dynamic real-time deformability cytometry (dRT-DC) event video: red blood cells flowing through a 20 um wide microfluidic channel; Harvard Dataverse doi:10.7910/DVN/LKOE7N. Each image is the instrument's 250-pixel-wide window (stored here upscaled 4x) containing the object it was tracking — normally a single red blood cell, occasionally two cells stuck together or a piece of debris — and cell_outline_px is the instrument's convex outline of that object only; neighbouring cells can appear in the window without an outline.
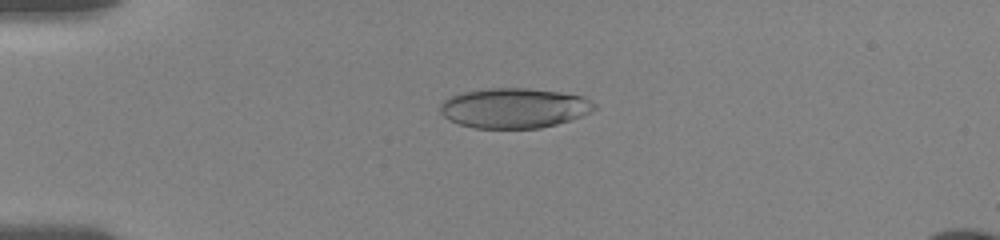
{"species": "human", "species_latin": "Homo sapiens", "temperature_condition": "room temperature", "stored_images_in_passage": 98, "camera_frame_rate_fps": 3000, "um_per_image_px": 0.085, "donor": {"sex": "female"}, "frame": {"image": 1, "passage_image": 27, "time_ms": 4.333, "image_size_px": [1000, 240], "cell_outline_px": [[596, 108], [592, 112], [556, 124], [540, 128], [472, 128], [448, 120], [440, 112], [440, 104], [444, 100], [452, 96], [464, 92], [488, 88], [528, 88], [560, 92], [584, 96], [592, 100], [596, 104]], "centroid_in_image_um": [43.72, 9.18], "position_along_channel_um": 41.3, "area_um2": 36.01}}
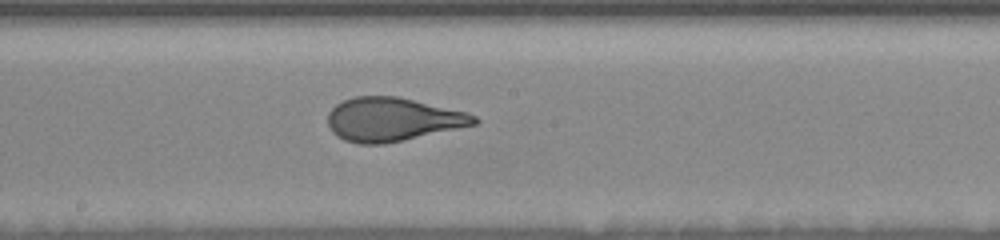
{"frame": {"image": 2, "passage_image": 67, "time_ms": 10.0, "image_size_px": [1000, 240], "cell_outline_px": [[480, 120], [476, 124], [404, 140], [384, 144], [356, 144], [344, 140], [336, 136], [332, 132], [328, 124], [328, 112], [336, 104], [344, 100], [356, 96], [396, 96], [464, 112], [476, 116]], "centroid_in_image_um": [33.31, 10.16], "position_along_channel_um": 214.9, "area_um2": 36.93}}
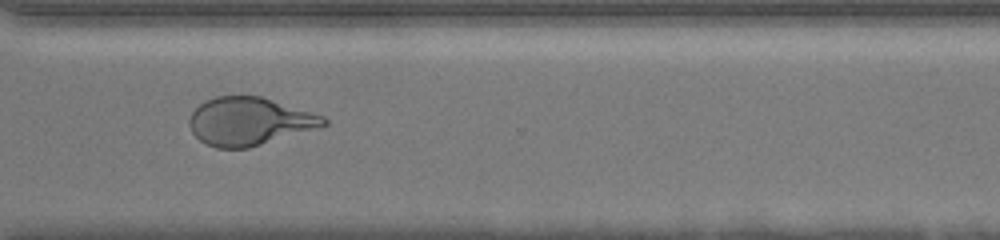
{"frame": {"image": 3, "passage_image": 97, "time_ms": 13.667, "image_size_px": [1000, 240], "cell_outline_px": [[328, 124], [320, 128], [248, 148], [216, 148], [200, 140], [192, 132], [188, 124], [188, 120], [192, 112], [200, 104], [216, 96], [260, 96], [312, 112], [324, 116], [328, 120]], "centroid_in_image_um": [21.21, 10.32], "position_along_channel_um": 349.4, "area_um2": 37.45}}